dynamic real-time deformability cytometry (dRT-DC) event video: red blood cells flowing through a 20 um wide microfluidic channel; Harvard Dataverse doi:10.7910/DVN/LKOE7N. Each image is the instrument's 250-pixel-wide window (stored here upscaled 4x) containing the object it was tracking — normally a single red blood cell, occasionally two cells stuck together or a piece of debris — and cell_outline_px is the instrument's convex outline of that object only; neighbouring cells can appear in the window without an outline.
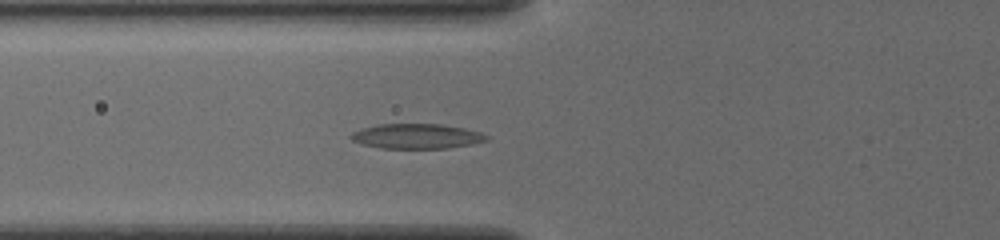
{"species": "common noctule bat (a hibernating species)", "species_latin": "Nyctalus noctula", "temperature_condition": "cold", "stored_images_in_passage": 41, "camera_frame_rate_fps": 3000, "um_per_image_px": 0.085, "animal": {"sex": "female", "body_mass_g": 19.5, "forearm_length_mm": 54.1}, "frame": {"image": 1, "passage_image": 9, "time_ms": 2.667, "image_size_px": [1000, 240], "cell_outline_px": [[488, 140], [472, 144], [448, 148], [380, 148], [364, 144], [352, 140], [348, 136], [352, 132], [360, 128], [376, 124], [440, 124], [464, 128], [480, 132], [488, 136]], "centroid_in_image_um": [35.39, 11.57], "position_along_channel_um": 90.4, "area_um2": 19.71}}
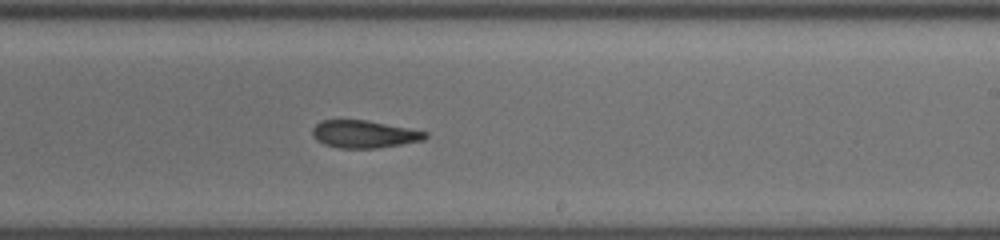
{"frame": {"image": 2, "passage_image": 22, "time_ms": 7.0, "image_size_px": [1000, 240], "cell_outline_px": [[428, 136], [424, 140], [376, 148], [340, 148], [324, 144], [316, 140], [312, 136], [312, 128], [320, 120], [364, 120], [408, 128], [428, 132]], "centroid_in_image_um": [30.92, 11.4], "position_along_channel_um": 258.1, "area_um2": 17.98}}
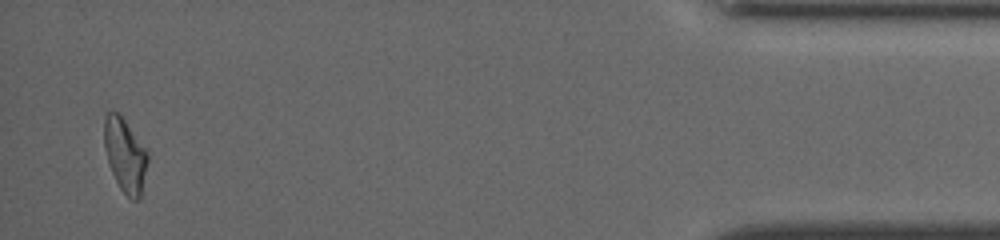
{"frame": {"image": 3, "passage_image": 40, "time_ms": 13.0, "image_size_px": [1000, 240], "cell_outline_px": [[148, 160], [140, 196], [136, 200], [132, 200], [120, 188], [108, 164], [104, 148], [104, 116], [108, 112], [120, 112], [148, 152]], "centroid_in_image_um": [10.61, 13.13], "position_along_channel_um": 424.6, "area_um2": 18.67}, "authors_computed_cell_mechanics": {"area_um2": 18.7272, "velocity_mm_per_s": 3.8697, "shape_relaxation_time_tau1_ms": 6.8554, "shape_relaxation_time_tau2_ms": 5.6471, "deformation_change_tau1": 0.1658, "deformation_change_tau2": 0.1633}}